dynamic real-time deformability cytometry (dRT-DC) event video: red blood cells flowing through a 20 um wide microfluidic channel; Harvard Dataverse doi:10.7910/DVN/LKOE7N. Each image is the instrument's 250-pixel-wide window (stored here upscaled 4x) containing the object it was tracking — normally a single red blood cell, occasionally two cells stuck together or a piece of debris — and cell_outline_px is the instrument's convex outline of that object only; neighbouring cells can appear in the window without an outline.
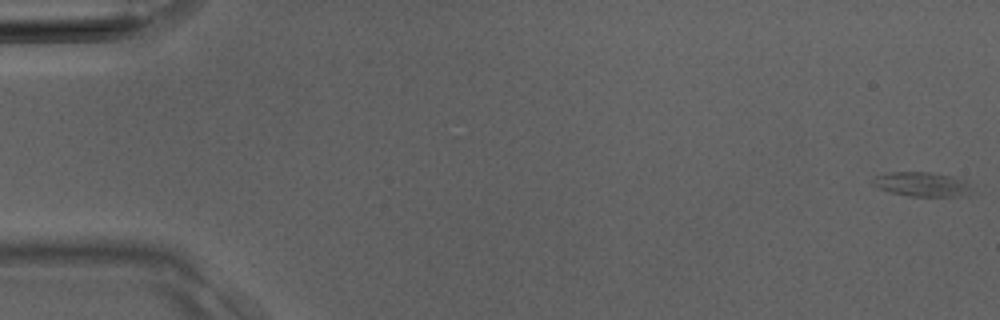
{"species": "Egyptian fruit bat (a non-hibernating species)", "species_latin": "Rousettus aegyptiacus", "temperature_condition": "room temperature", "stored_images_in_passage": 13, "camera_frame_rate_fps": 3000, "um_per_image_px": 0.085, "animal": {"sex": "male"}, "frame": {"image": 1, "passage_image": 1, "time_ms": 0.0, "image_size_px": [1000, 320], "cell_outline_px": [[972, 192], [964, 196], [908, 196], [892, 192], [880, 188], [872, 184], [868, 180], [876, 176], [888, 172], [932, 172], [952, 176], [964, 180], [968, 184]], "centroid_in_image_um": [78.34, 15.65], "position_along_channel_um": 6.7, "area_um2": 14.1}}